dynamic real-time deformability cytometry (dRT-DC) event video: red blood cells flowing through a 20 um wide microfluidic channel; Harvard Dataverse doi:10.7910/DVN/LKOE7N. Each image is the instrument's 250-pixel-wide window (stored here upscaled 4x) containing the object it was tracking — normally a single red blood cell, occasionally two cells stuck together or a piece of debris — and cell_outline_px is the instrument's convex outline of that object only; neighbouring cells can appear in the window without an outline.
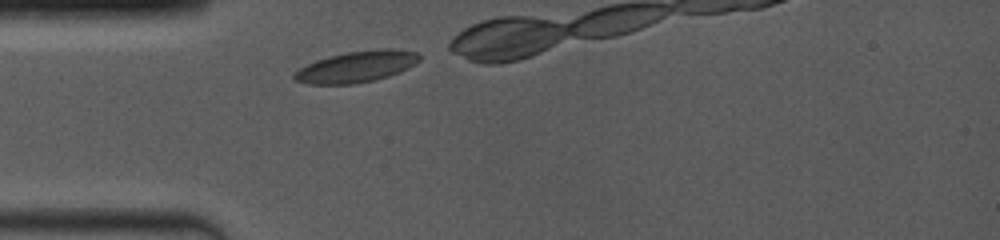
{"species": "common noctule bat (a hibernating species)", "species_latin": "Nyctalus noctula", "temperature_condition": "room temperature", "stored_images_in_passage": 22, "camera_frame_rate_fps": 4000, "um_per_image_px": 0.085, "animal": {"sex": "female", "body_mass_g": 19.0, "forearm_length_mm": 53.3}, "frame": {"image": 1, "passage_image": 1, "time_ms": 0.0, "image_size_px": [1000, 240], "cell_outline_px": [[420, 60], [416, 64], [400, 72], [376, 80], [356, 84], [308, 84], [296, 80], [292, 76], [292, 72], [316, 60], [328, 56], [344, 52], [380, 48], [392, 48], [420, 52]], "centroid_in_image_um": [30.34, 5.65], "position_along_channel_um": 54.7, "area_um2": 23.18}}